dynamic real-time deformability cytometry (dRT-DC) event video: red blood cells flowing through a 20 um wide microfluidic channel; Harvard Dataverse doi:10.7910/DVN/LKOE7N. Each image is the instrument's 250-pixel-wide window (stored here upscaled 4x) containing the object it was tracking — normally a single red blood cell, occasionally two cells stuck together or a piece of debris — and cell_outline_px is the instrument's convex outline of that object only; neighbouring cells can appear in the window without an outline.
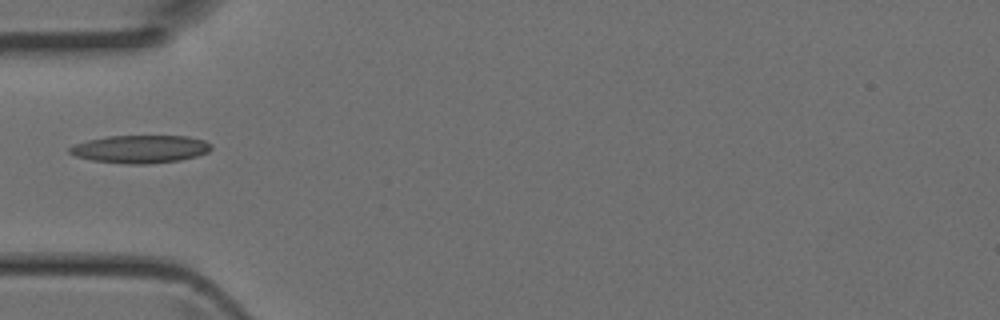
{"species": "Egyptian fruit bat (a non-hibernating species)", "species_latin": "Rousettus aegyptiacus", "temperature_condition": "room temperature", "stored_images_in_passage": 1, "camera_frame_rate_fps": 3000, "um_per_image_px": 0.085, "animal": {"sex": "female"}, "frame": {"image": 1, "passage_image": 1, "time_ms": 0.0, "image_size_px": [1000, 320], "cell_outline_px": [[212, 148], [208, 152], [196, 156], [180, 160], [148, 164], [124, 164], [92, 160], [76, 156], [68, 152], [68, 148], [76, 144], [88, 140], [108, 136], [188, 136], [204, 140], [212, 144]], "centroid_in_image_um": [11.94, 12.67], "position_along_channel_um": 73.1, "area_um2": 23.0}}